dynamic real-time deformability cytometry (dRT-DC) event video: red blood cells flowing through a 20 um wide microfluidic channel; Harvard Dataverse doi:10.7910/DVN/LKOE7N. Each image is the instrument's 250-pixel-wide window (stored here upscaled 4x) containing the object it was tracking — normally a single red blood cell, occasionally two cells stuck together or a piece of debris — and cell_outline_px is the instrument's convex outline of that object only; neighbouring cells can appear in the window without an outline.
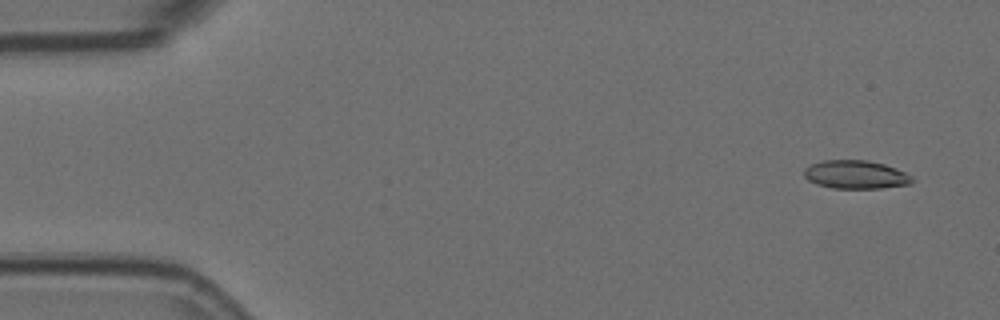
{"species": "Egyptian fruit bat (a non-hibernating species)", "species_latin": "Rousettus aegyptiacus", "temperature_condition": "room temperature", "stored_images_in_passage": 7, "camera_frame_rate_fps": 3000, "um_per_image_px": 0.085, "animal": {"sex": "female"}, "frame": {"image": 1, "passage_image": 2, "time_ms": 0.333, "image_size_px": [1000, 320], "cell_outline_px": [[916, 180], [912, 184], [880, 188], [832, 188], [816, 184], [808, 180], [804, 176], [804, 168], [812, 164], [824, 160], [868, 160], [884, 164], [896, 168], [912, 176]], "centroid_in_image_um": [72.76, 14.84], "position_along_channel_um": 12.2, "area_um2": 17.98}}
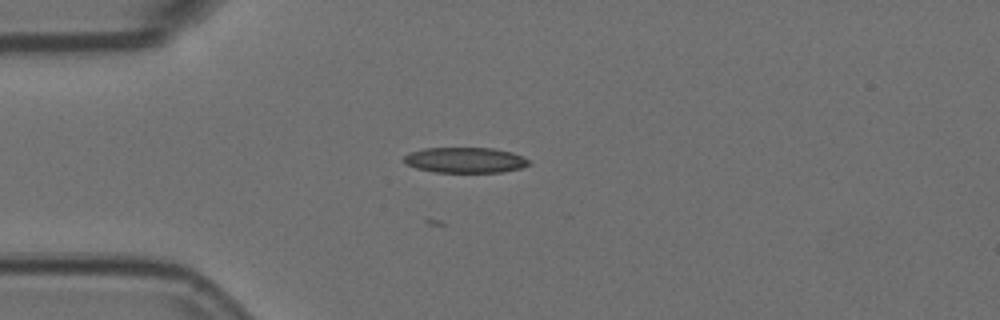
{"frame": {"image": 2, "passage_image": 5, "time_ms": 1.333, "image_size_px": [1000, 320], "cell_outline_px": [[532, 164], [520, 168], [504, 172], [436, 172], [416, 168], [404, 164], [404, 156], [408, 152], [424, 148], [492, 148], [512, 152], [524, 156]], "centroid_in_image_um": [39.54, 13.6], "position_along_channel_um": 45.5, "area_um2": 18.73}}
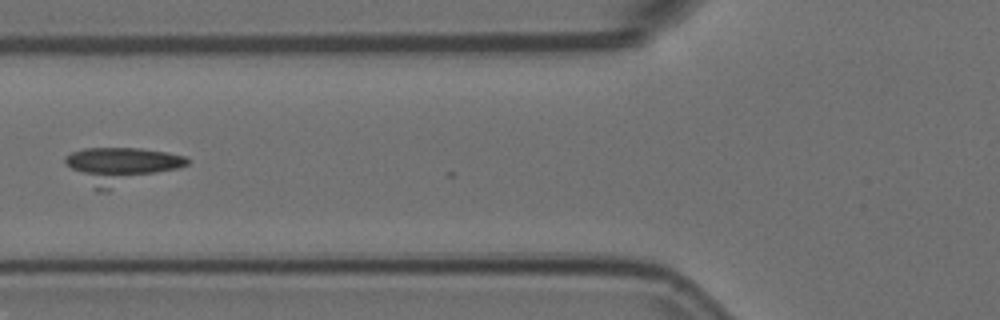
{"frame": {"image": 3, "passage_image": 7, "time_ms": 2.0, "image_size_px": [1000, 320], "cell_outline_px": [[188, 164], [180, 168], [108, 192], [96, 192], [64, 164], [64, 156], [72, 152], [84, 148], [140, 148], [168, 152], [184, 156], [188, 160]], "centroid_in_image_um": [10.24, 14.11], "position_along_channel_um": 115.6, "area_um2": 26.53}}